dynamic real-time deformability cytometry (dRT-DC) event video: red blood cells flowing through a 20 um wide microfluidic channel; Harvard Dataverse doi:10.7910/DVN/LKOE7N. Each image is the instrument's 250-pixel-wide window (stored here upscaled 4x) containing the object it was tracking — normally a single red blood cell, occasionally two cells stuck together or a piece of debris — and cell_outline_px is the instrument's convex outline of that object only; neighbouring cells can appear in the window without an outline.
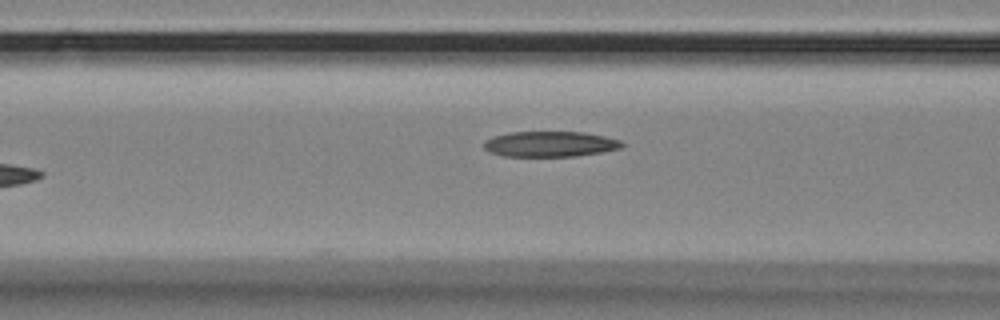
{"species": "Egyptian fruit bat (a non-hibernating species)", "species_latin": "Rousettus aegyptiacus", "temperature_condition": "room temperature", "stored_images_in_passage": 9, "camera_frame_rate_fps": 3000, "um_per_image_px": 0.085, "animal": {"sex": "female"}, "frame": {"image": 1, "passage_image": 6, "time_ms": 5.667, "image_size_px": [1000, 320], "cell_outline_px": [[624, 144], [620, 148], [600, 152], [576, 156], [504, 156], [488, 152], [484, 148], [484, 140], [492, 136], [508, 132], [584, 132], [604, 136], [620, 140]], "centroid_in_image_um": [46.7, 12.24], "position_along_channel_um": 119.9, "area_um2": 20.52}}